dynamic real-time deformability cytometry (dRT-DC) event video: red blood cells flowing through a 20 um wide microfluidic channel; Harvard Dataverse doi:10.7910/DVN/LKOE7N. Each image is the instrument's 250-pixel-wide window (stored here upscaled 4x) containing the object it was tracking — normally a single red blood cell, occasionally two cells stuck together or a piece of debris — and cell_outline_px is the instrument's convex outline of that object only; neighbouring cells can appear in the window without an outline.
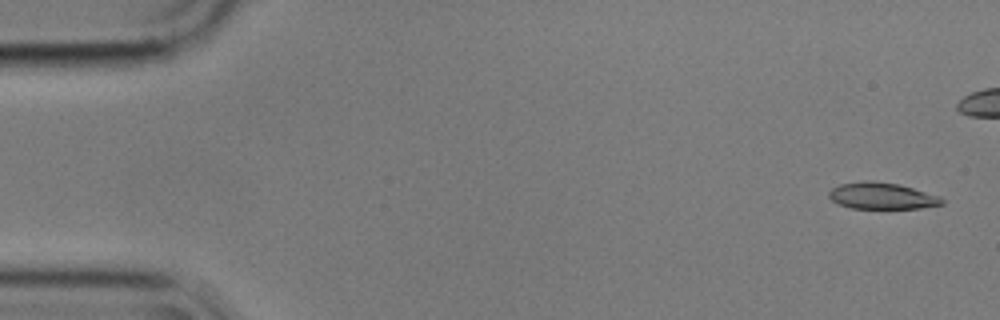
{"species": "common noctule bat (a hibernating species)", "species_latin": "Nyctalus noctula", "temperature_condition": "cold", "stored_images_in_passage": 46, "camera_frame_rate_fps": 3000, "um_per_image_px": 0.085, "animal": {"sex": "male", "body_mass_g": 17.9}, "frame": {"image": 1, "passage_image": 2, "time_ms": 0.333, "image_size_px": [1000, 320], "cell_outline_px": [[944, 204], [920, 208], [852, 208], [840, 204], [832, 200], [828, 196], [828, 192], [832, 188], [840, 184], [868, 180], [872, 180], [896, 184], [912, 188], [940, 196], [944, 200]], "centroid_in_image_um": [74.96, 16.65], "position_along_channel_um": 10.0, "area_um2": 17.28}}
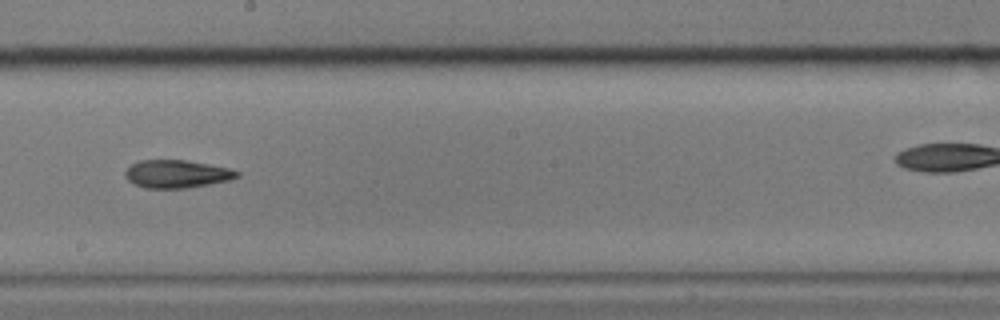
{"frame": {"image": 2, "passage_image": 31, "time_ms": 10.0, "image_size_px": [1000, 320], "cell_outline_px": [[240, 176], [232, 180], [188, 188], [144, 188], [128, 180], [124, 176], [124, 172], [132, 164], [140, 160], [184, 160], [208, 164], [228, 168], [240, 172]], "centroid_in_image_um": [15.05, 14.79], "position_along_channel_um": 233.2, "area_um2": 18.21}}
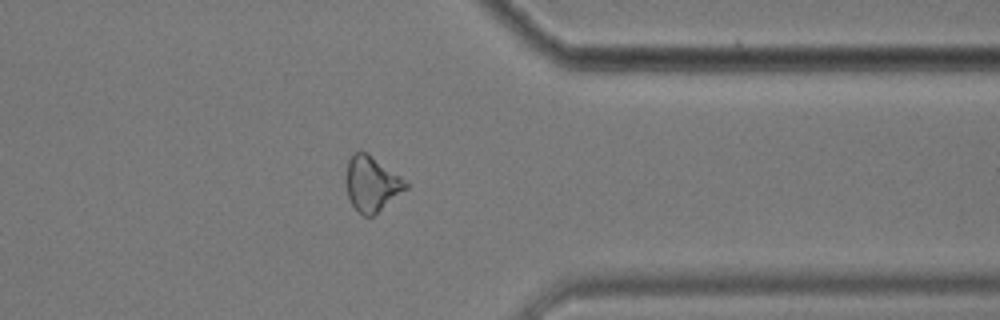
{"frame": {"image": 3, "passage_image": 44, "time_ms": 14.333, "image_size_px": [1000, 320], "cell_outline_px": [[408, 188], [372, 216], [364, 216], [352, 204], [348, 196], [344, 180], [348, 160], [352, 152], [368, 152], [400, 176], [408, 184]], "centroid_in_image_um": [31.56, 15.59], "position_along_channel_um": 379.8, "area_um2": 19.13}}